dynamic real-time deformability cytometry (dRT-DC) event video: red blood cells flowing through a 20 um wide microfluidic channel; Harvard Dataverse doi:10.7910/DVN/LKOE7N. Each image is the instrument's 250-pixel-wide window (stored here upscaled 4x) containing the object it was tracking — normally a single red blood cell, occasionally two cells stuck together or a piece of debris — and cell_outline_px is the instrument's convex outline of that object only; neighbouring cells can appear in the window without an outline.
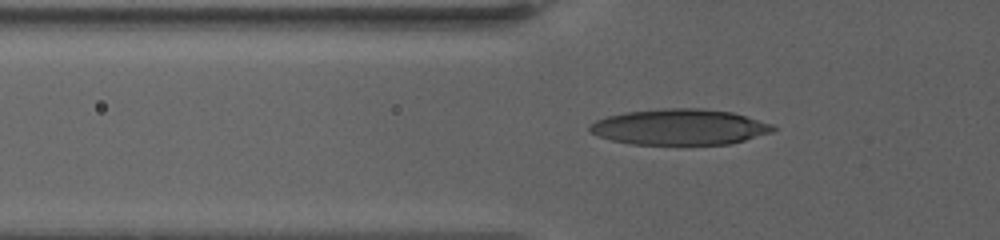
{"species": "human", "species_latin": "Homo sapiens", "temperature_condition": "warm", "stored_images_in_passage": 8, "camera_frame_rate_fps": 3000, "um_per_image_px": 0.085, "donor": {"sex": "female"}, "frame": {"image": 1, "passage_image": 6, "time_ms": 4.333, "image_size_px": [1000, 240], "cell_outline_px": [[776, 128], [772, 132], [744, 140], [728, 144], [632, 144], [612, 140], [588, 132], [588, 128], [596, 120], [608, 116], [624, 112], [664, 108], [700, 108], [732, 112], [772, 124]], "centroid_in_image_um": [57.75, 10.79], "position_along_channel_um": 68.0, "area_um2": 38.03}}